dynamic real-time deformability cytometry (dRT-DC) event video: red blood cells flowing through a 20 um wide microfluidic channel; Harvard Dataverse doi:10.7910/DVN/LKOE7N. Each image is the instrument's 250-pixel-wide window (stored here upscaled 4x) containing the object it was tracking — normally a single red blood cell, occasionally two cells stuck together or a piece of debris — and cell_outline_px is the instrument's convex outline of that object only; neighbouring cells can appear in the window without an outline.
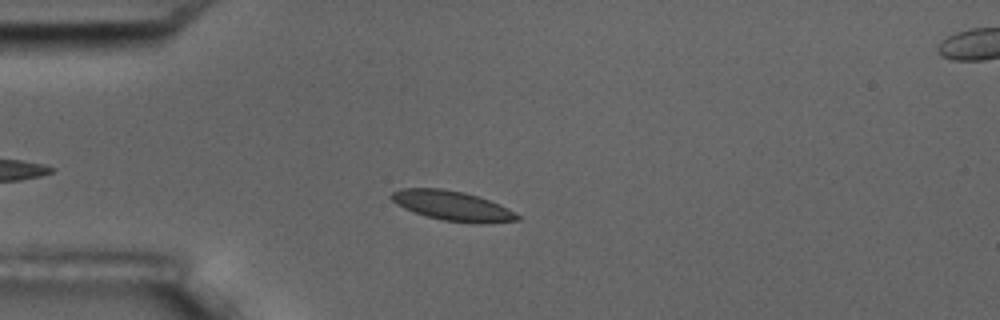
{"species": "common noctule bat (a hibernating species)", "species_latin": "Nyctalus noctula", "temperature_condition": "room temperature", "stored_images_in_passage": 5, "camera_frame_rate_fps": 3000, "um_per_image_px": 0.085, "animal": {"sex": "male", "body_mass_g": 17.5, "forearm_length_mm": 52.3}, "frame": {"image": 1, "passage_image": 4, "time_ms": 3.333, "image_size_px": [1000, 320], "cell_outline_px": [[520, 220], [484, 224], [480, 224], [444, 220], [424, 216], [404, 208], [396, 204], [388, 196], [392, 192], [400, 188], [440, 188], [464, 192], [488, 200], [508, 208], [520, 216]], "centroid_in_image_um": [38.43, 17.49], "position_along_channel_um": 46.6, "area_um2": 21.85}}